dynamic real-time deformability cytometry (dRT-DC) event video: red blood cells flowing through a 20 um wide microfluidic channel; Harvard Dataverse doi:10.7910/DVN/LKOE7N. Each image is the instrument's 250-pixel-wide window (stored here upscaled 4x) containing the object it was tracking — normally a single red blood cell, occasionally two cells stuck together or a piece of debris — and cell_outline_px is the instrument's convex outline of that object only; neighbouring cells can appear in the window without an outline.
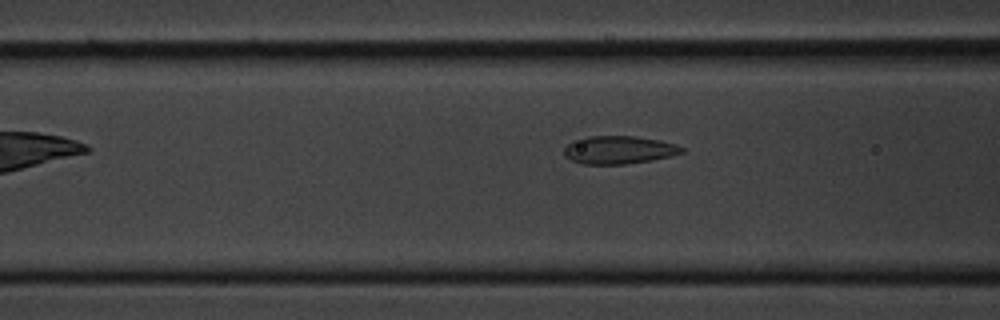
{"species": "common noctule bat (a hibernating species)", "species_latin": "Nyctalus noctula", "temperature_condition": "cold", "stored_images_in_passage": 39, "camera_frame_rate_fps": 3000, "um_per_image_px": 0.085, "animal": {"sex": "male", "body_mass_g": 20.1, "forearm_length_mm": 53.5}, "frame": {"image": 1, "passage_image": 5, "time_ms": 1.333, "image_size_px": [1000, 320], "cell_outline_px": [[684, 152], [652, 160], [624, 164], [580, 164], [564, 156], [564, 148], [572, 140], [592, 136], [636, 136], [660, 140], [676, 144], [684, 148]], "centroid_in_image_um": [52.59, 12.74], "position_along_channel_um": 114.0, "area_um2": 19.19}}
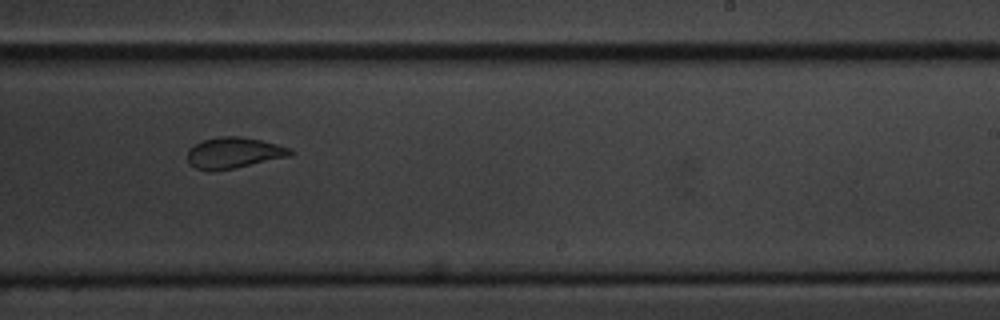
{"frame": {"image": 2, "passage_image": 18, "time_ms": 5.667, "image_size_px": [1000, 320], "cell_outline_px": [[296, 152], [292, 156], [232, 168], [196, 168], [188, 160], [188, 148], [204, 140], [220, 136], [240, 136], [260, 140], [292, 148]], "centroid_in_image_um": [19.97, 12.95], "position_along_channel_um": 269.0, "area_um2": 18.03}}
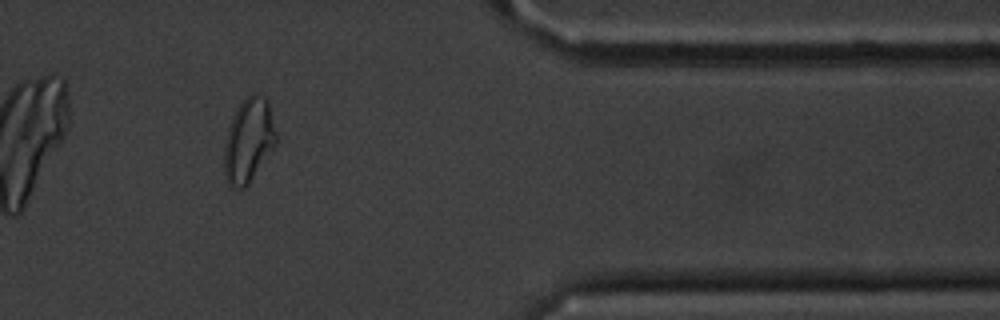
{"frame": {"image": 3, "passage_image": 30, "time_ms": 9.667, "image_size_px": [1000, 320], "cell_outline_px": [[276, 144], [248, 184], [244, 188], [232, 188], [228, 184], [224, 172], [224, 148], [228, 128], [240, 104], [252, 92], [268, 100], [276, 132]], "centroid_in_image_um": [21.13, 11.96], "position_along_channel_um": 390.3, "area_um2": 25.03}, "authors_computed_cell_mechanics": {"area_um2": 19.2474, "velocity_mm_per_s": 3.5799, "shape_relaxation_time_tau1_ms": 4.7865, "shape_relaxation_time_tau2_ms": 1.4659, "deformation_change_tau1": 0.1203, "deformation_change_tau2": 0.0652}}